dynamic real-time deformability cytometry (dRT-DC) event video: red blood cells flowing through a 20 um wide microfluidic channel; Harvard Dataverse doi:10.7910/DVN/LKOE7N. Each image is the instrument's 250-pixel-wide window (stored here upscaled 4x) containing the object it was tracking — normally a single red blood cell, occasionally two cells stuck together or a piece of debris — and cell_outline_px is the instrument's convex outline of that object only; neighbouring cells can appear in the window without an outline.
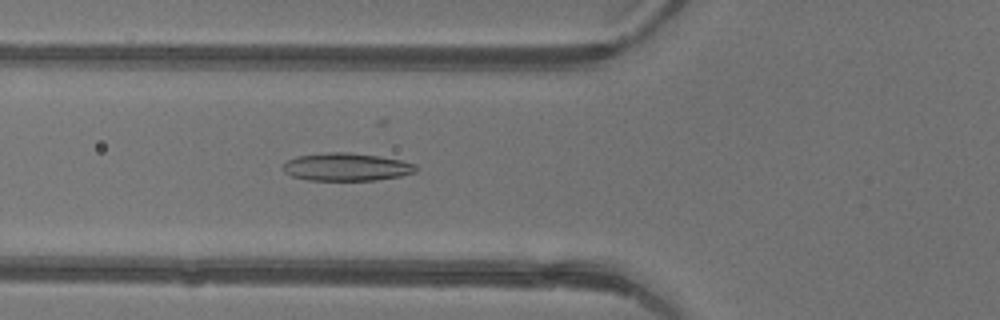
{"species": "common noctule bat (a hibernating species)", "species_latin": "Nyctalus noctula", "temperature_condition": "warm", "stored_images_in_passage": 48, "camera_frame_rate_fps": 3000, "um_per_image_px": 0.085, "animal": {"sex": "female"}, "frame": {"image": 1, "passage_image": 18, "time_ms": 5.667, "image_size_px": [1000, 320], "cell_outline_px": [[420, 168], [416, 172], [400, 176], [376, 180], [308, 180], [292, 176], [284, 172], [280, 168], [288, 160], [296, 156], [328, 152], [348, 152], [380, 156], [400, 160], [416, 164]], "centroid_in_image_um": [29.46, 14.19], "position_along_channel_um": 96.3, "area_um2": 21.73}}
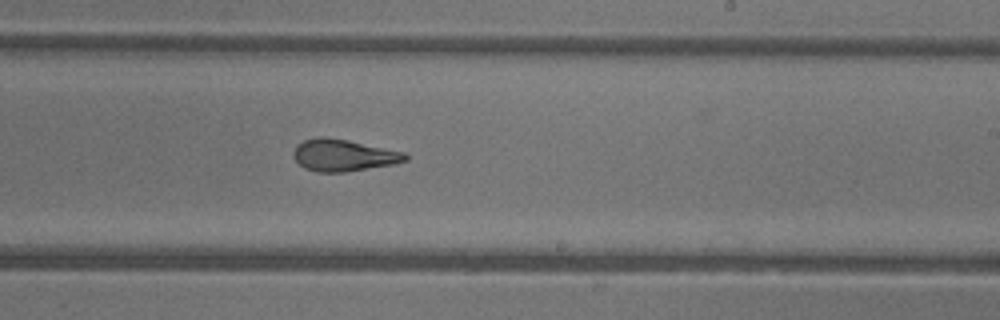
{"frame": {"image": 2, "passage_image": 29, "time_ms": 9.333, "image_size_px": [1000, 320], "cell_outline_px": [[408, 160], [396, 164], [344, 172], [316, 172], [304, 168], [292, 156], [292, 152], [304, 140], [316, 136], [324, 136], [348, 140], [404, 152], [408, 156]], "centroid_in_image_um": [29.2, 13.2], "position_along_channel_um": 259.8, "area_um2": 20.81}}
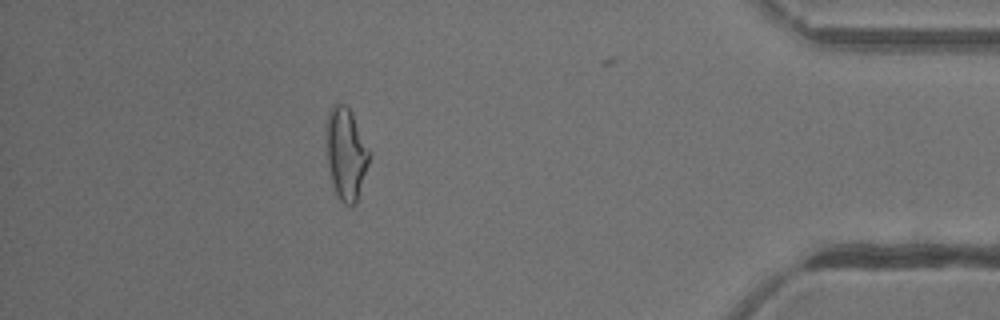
{"frame": {"image": 3, "passage_image": 42, "time_ms": 13.667, "image_size_px": [1000, 320], "cell_outline_px": [[372, 152], [356, 204], [352, 208], [344, 204], [336, 196], [332, 184], [328, 164], [328, 112], [332, 104], [344, 104], [352, 112]], "centroid_in_image_um": [29.46, 13.11], "position_along_channel_um": 405.7, "area_um2": 23.06}, "authors_computed_cell_mechanics": {"area_um2": 21.9062, "velocity_mm_per_s": 4.449, "shape_relaxation_time_tau1_ms": 7.902, "shape_relaxation_time_tau2_ms": 1.7655, "deformation_change_tau1": 0.2354, "deformation_change_tau2": 0.1018}}